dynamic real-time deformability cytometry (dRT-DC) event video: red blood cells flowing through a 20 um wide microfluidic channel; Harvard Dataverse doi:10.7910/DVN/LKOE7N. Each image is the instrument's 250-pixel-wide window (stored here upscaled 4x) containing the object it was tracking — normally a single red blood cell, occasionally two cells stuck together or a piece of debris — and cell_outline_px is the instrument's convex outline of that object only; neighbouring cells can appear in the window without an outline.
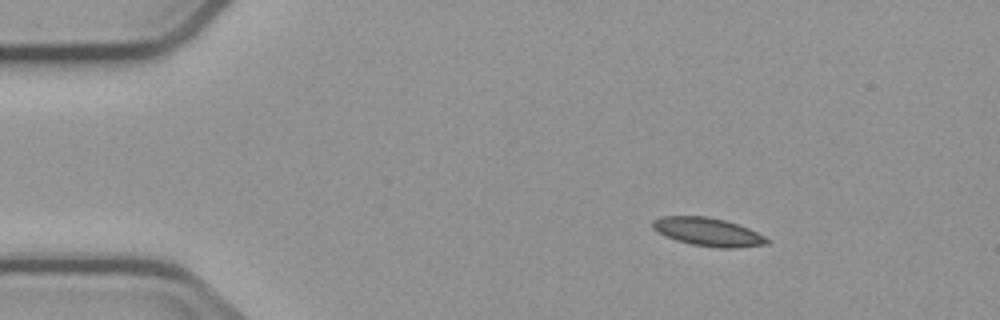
{"species": "common noctule bat (a hibernating species)", "species_latin": "Nyctalus noctula", "temperature_condition": "cold", "stored_images_in_passage": 3, "camera_frame_rate_fps": 3000, "um_per_image_px": 0.085, "animal": {"sex": "male", "body_mass_g": 23.1, "forearm_length_mm": 52.7}, "frame": {"image": 1, "passage_image": 1, "time_ms": 0.0, "image_size_px": [1000, 320], "cell_outline_px": [[772, 240], [768, 244], [736, 248], [716, 248], [692, 244], [676, 240], [664, 236], [656, 232], [652, 228], [652, 220], [660, 216], [708, 216], [724, 220], [748, 228]], "centroid_in_image_um": [60.15, 19.71], "position_along_channel_um": 24.8, "area_um2": 19.02}}